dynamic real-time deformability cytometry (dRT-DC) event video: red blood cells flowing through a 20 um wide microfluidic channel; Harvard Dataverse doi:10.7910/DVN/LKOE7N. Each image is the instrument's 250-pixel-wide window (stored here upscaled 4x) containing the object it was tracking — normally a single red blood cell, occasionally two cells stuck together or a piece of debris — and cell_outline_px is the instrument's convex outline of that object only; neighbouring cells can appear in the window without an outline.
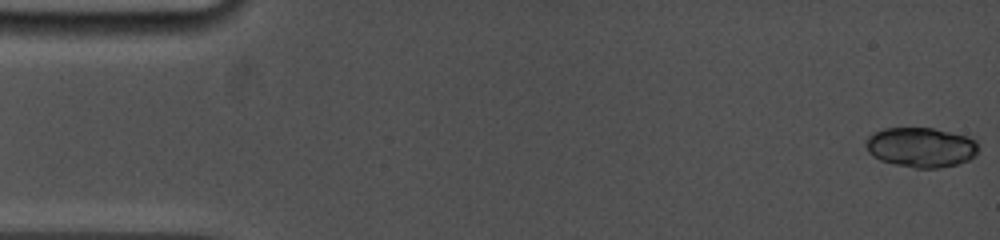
{"species": "common noctule bat (a hibernating species)", "species_latin": "Nyctalus noctula", "temperature_condition": "cold", "stored_images_in_passage": 18, "camera_frame_rate_fps": 5000, "um_per_image_px": 0.085, "animal": {"sex": "female", "body_mass_g": 19.0, "forearm_length_mm": 53.3}, "frame": {"image": 1, "passage_image": 1, "time_ms": 0.0, "image_size_px": [1000, 240], "cell_outline_px": [[980, 148], [976, 156], [968, 160], [956, 164], [940, 168], [916, 168], [896, 164], [880, 160], [872, 156], [868, 152], [864, 144], [868, 136], [872, 132], [884, 128], [932, 128], [968, 136], [976, 140]], "centroid_in_image_um": [78.28, 12.51], "position_along_channel_um": 6.7, "area_um2": 26.41}}
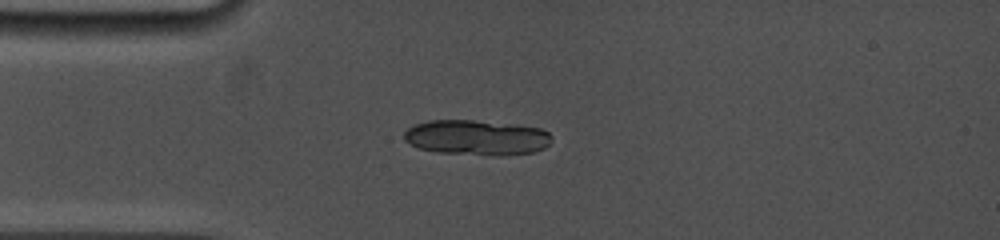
{"frame": {"image": 2, "passage_image": 16, "time_ms": 4.0, "image_size_px": [1000, 240], "cell_outline_px": [[552, 136], [548, 144], [544, 148], [532, 152], [500, 156], [492, 156], [440, 152], [420, 148], [404, 140], [404, 132], [408, 128], [416, 124], [428, 120], [472, 120], [512, 124], [540, 128], [548, 132]], "centroid_in_image_um": [40.52, 11.69], "position_along_channel_um": 44.5, "area_um2": 30.17}}